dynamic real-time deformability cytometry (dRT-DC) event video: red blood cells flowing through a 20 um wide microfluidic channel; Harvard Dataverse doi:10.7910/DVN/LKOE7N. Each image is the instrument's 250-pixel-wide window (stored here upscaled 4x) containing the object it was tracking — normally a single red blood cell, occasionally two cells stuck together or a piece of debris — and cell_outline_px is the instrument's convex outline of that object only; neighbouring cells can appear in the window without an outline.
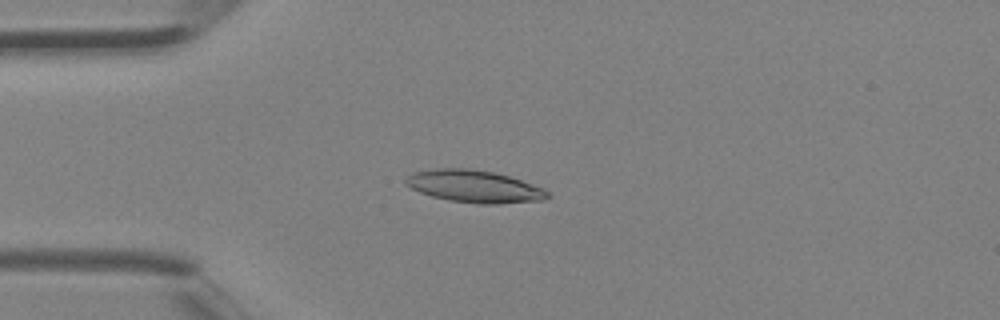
{"species": "Egyptian fruit bat (a non-hibernating species)", "species_latin": "Rousettus aegyptiacus", "temperature_condition": "room temperature", "stored_images_in_passage": 31, "camera_frame_rate_fps": 3000, "um_per_image_px": 0.085, "animal": {"sex": "female"}, "frame": {"image": 1, "passage_image": 1, "time_ms": 0.0, "image_size_px": [1000, 320], "cell_outline_px": [[552, 196], [544, 200], [500, 204], [476, 204], [448, 200], [432, 196], [420, 192], [404, 184], [404, 180], [412, 172], [436, 168], [468, 168], [496, 172], [544, 188]], "centroid_in_image_um": [40.32, 15.84], "position_along_channel_um": 44.7, "area_um2": 26.93}}
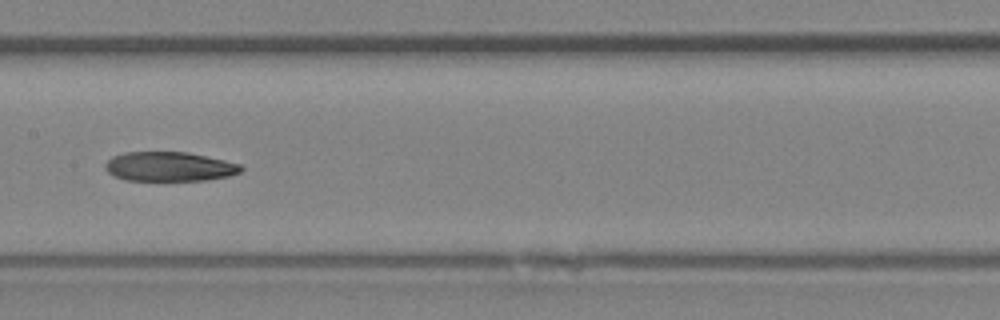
{"frame": {"image": 2, "passage_image": 11, "time_ms": 3.333, "image_size_px": [1000, 320], "cell_outline_px": [[244, 168], [240, 172], [228, 176], [204, 180], [124, 180], [112, 176], [104, 168], [104, 164], [112, 156], [124, 152], [188, 152], [224, 160], [240, 164]], "centroid_in_image_um": [14.35, 14.15], "position_along_channel_um": 193.0, "area_um2": 23.29}}
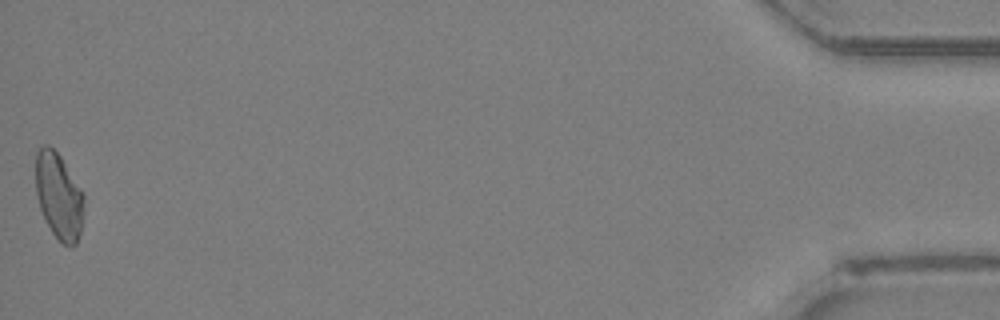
{"frame": {"image": 3, "passage_image": 31, "time_ms": 10.0, "image_size_px": [1000, 320], "cell_outline_px": [[84, 204], [80, 232], [76, 244], [72, 248], [64, 244], [52, 232], [44, 220], [36, 196], [36, 152], [44, 144], [48, 144], [60, 156], [84, 196]], "centroid_in_image_um": [4.98, 16.68], "position_along_channel_um": 430.2, "area_um2": 23.99}}